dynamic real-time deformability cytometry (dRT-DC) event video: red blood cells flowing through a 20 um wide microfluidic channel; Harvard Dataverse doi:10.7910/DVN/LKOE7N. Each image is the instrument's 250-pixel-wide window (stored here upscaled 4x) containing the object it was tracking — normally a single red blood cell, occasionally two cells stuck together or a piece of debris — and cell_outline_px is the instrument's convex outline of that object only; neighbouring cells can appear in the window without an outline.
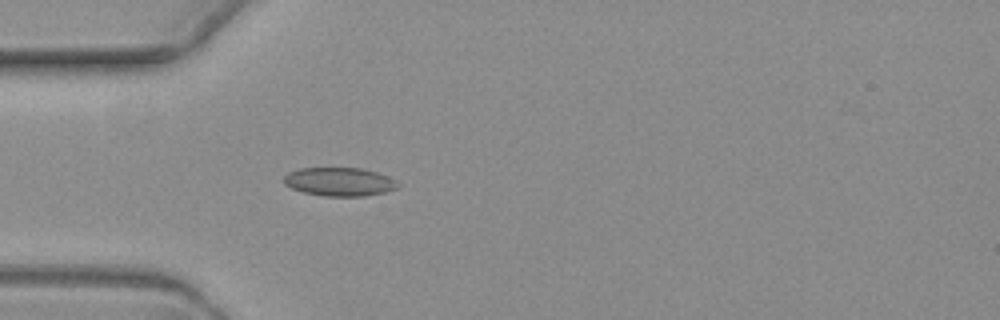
{"species": "common noctule bat (a hibernating species)", "species_latin": "Nyctalus noctula", "temperature_condition": "warm", "stored_images_in_passage": 2, "camera_frame_rate_fps": 3000, "um_per_image_px": 0.085, "animal": {"sex": "female", "body_mass_g": 19.3, "forearm_length_mm": 54.1}, "frame": {"image": 1, "passage_image": 2, "time_ms": 1.333, "image_size_px": [1000, 320], "cell_outline_px": [[400, 184], [396, 188], [384, 192], [364, 196], [324, 196], [304, 192], [292, 188], [284, 184], [284, 176], [288, 172], [300, 168], [360, 168], [376, 172], [388, 176], [396, 180]], "centroid_in_image_um": [28.85, 15.44], "position_along_channel_um": 56.2, "area_um2": 18.9}}